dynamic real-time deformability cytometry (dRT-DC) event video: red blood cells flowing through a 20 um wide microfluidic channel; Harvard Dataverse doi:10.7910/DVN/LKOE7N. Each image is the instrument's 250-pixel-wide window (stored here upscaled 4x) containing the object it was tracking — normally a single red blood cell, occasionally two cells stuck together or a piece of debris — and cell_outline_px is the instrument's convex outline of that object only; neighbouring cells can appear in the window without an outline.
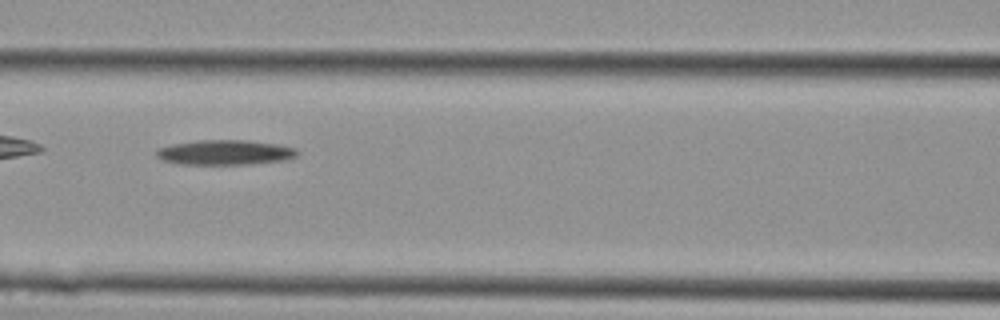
{"species": "Egyptian fruit bat (a non-hibernating species)", "species_latin": "Rousettus aegyptiacus", "temperature_condition": "cold", "stored_images_in_passage": 30, "segment_of_instrument_passage": [1, 2], "camera_frame_rate_fps": 3000, "um_per_image_px": 0.085, "animal": {"sex": "female"}, "frame": {"image": 1, "passage_image": 12, "time_ms": 3.667, "image_size_px": [1000, 320], "cell_outline_px": [[300, 152], [296, 156], [288, 160], [248, 164], [176, 164], [160, 160], [156, 156], [156, 148], [172, 144], [200, 140], [244, 140], [276, 144], [296, 148]], "centroid_in_image_um": [19.1, 12.96], "position_along_channel_um": 147.5, "area_um2": 20.63}}
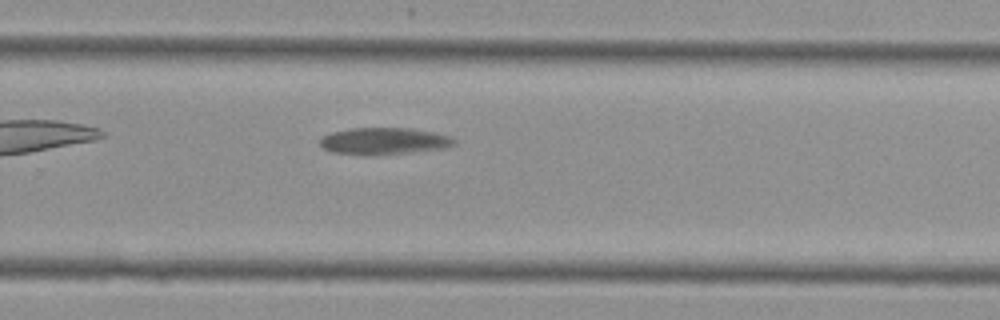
{"frame": {"image": 2, "passage_image": 19, "time_ms": 6.0, "image_size_px": [1000, 320], "cell_outline_px": [[456, 144], [448, 148], [408, 152], [332, 152], [324, 148], [320, 144], [320, 136], [332, 132], [352, 128], [408, 128], [432, 132], [452, 136], [456, 140]], "centroid_in_image_um": [32.71, 11.94], "position_along_channel_um": 297.1, "area_um2": 20.06}}
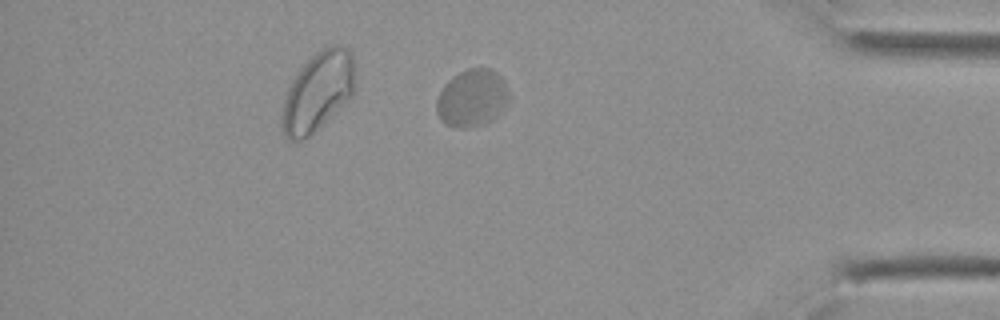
{"frame": {"image": 3, "passage_image": 25, "time_ms": 8.0, "image_size_px": [1000, 320], "cell_outline_px": [[508, 104], [500, 116], [488, 124], [468, 128], [456, 128], [444, 124], [440, 120], [436, 112], [436, 100], [444, 84], [452, 76], [468, 68], [492, 68], [504, 80], [508, 88]], "centroid_in_image_um": [40.14, 8.37], "position_along_channel_um": 395.1, "area_um2": 24.97}}